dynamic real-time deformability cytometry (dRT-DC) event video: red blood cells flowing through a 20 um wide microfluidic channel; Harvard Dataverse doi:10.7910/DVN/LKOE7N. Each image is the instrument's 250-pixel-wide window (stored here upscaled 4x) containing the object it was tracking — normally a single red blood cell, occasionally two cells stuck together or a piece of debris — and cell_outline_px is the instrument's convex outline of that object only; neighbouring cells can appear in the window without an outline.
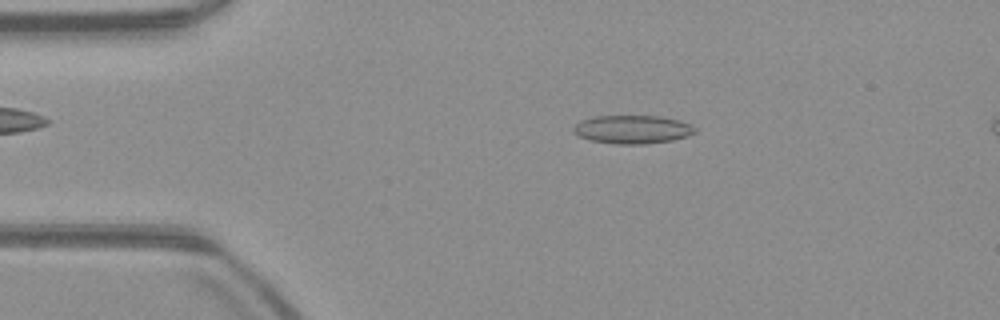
{"species": "common noctule bat (a hibernating species)", "species_latin": "Nyctalus noctula", "temperature_condition": "warm", "stored_images_in_passage": 52, "segment_of_instrument_passage": [1, 2], "camera_frame_rate_fps": 3000, "um_per_image_px": 0.085, "animal": {"sex": "male", "body_mass_g": 23.1, "forearm_length_mm": 52.7}, "frame": {"image": 1, "passage_image": 9, "time_ms": 2.667, "image_size_px": [1000, 320], "cell_outline_px": [[696, 132], [688, 136], [672, 140], [644, 144], [616, 144], [592, 140], [580, 136], [572, 132], [572, 128], [580, 120], [592, 116], [660, 116], [680, 120], [692, 124], [696, 128]], "centroid_in_image_um": [53.78, 10.99], "position_along_channel_um": 31.2, "area_um2": 20.23}}
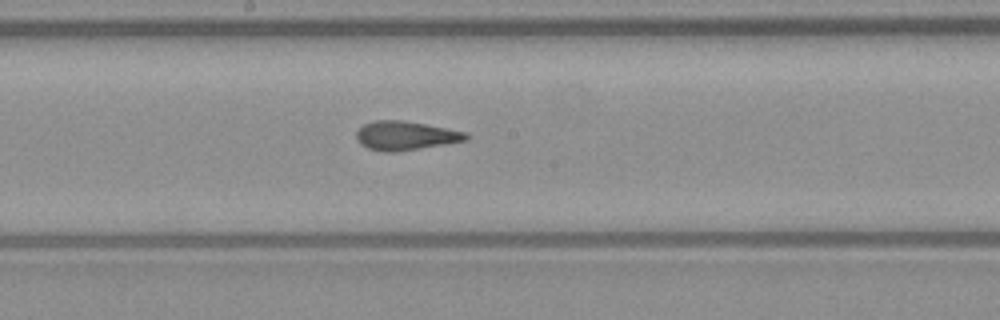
{"frame": {"image": 2, "passage_image": 26, "time_ms": 8.333, "image_size_px": [1000, 320], "cell_outline_px": [[468, 140], [396, 152], [384, 152], [368, 148], [360, 144], [356, 140], [356, 132], [364, 124], [372, 120], [404, 120], [468, 132]], "centroid_in_image_um": [34.45, 11.52], "position_along_channel_um": 213.8, "area_um2": 18.55}}
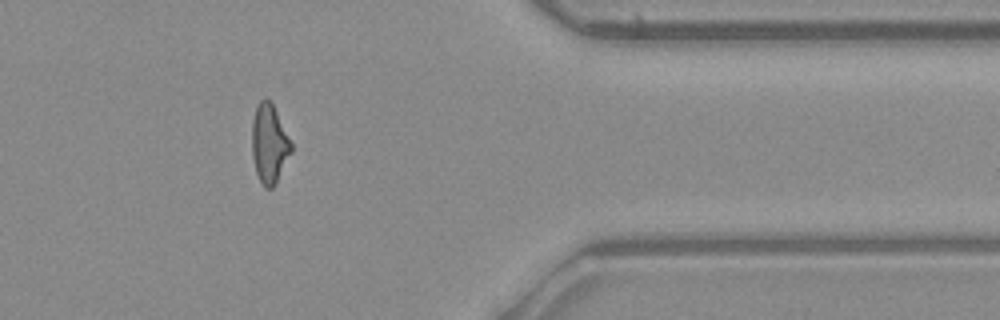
{"frame": {"image": 3, "passage_image": 41, "time_ms": 13.333, "image_size_px": [1000, 320], "cell_outline_px": [[292, 152], [276, 184], [272, 188], [264, 188], [256, 172], [252, 156], [252, 120], [256, 108], [260, 100], [264, 96], [272, 104], [292, 144]], "centroid_in_image_um": [22.88, 12.25], "position_along_channel_um": 388.5, "area_um2": 17.98}}